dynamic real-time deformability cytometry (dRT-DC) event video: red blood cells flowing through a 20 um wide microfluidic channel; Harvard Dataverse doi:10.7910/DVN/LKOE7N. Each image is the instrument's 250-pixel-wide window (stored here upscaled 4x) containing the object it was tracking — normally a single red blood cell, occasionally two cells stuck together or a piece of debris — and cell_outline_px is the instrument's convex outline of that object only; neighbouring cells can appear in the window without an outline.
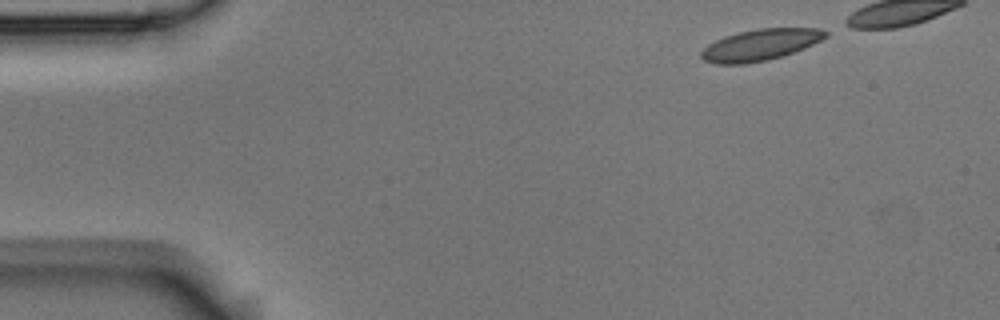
{"species": "Egyptian fruit bat (a non-hibernating species)", "species_latin": "Rousettus aegyptiacus", "temperature_condition": "room temperature", "stored_images_in_passage": 40, "camera_frame_rate_fps": 3000, "um_per_image_px": 0.085, "animal": {"sex": "male"}, "frame": {"image": 1, "passage_image": 1, "time_ms": 0.0, "image_size_px": [1000, 320], "cell_outline_px": [[828, 36], [804, 48], [768, 60], [744, 64], [716, 64], [704, 60], [700, 56], [700, 52], [708, 44], [724, 36], [756, 28], [820, 28], [828, 32]], "centroid_in_image_um": [64.6, 3.81], "position_along_channel_um": 20.4, "area_um2": 22.6}}
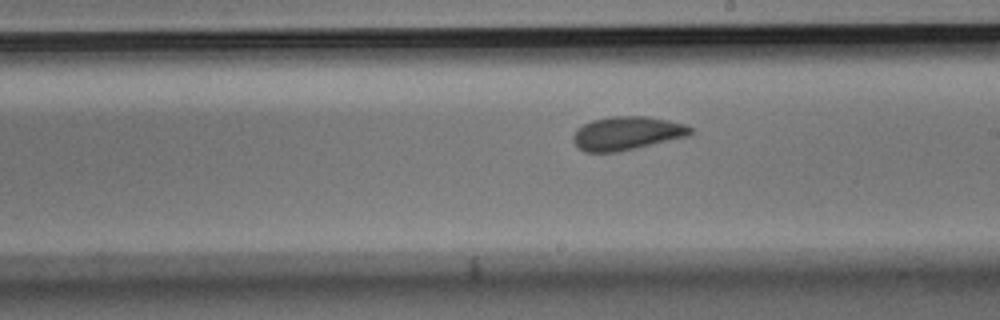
{"frame": {"image": 2, "passage_image": 26, "time_ms": 8.333, "image_size_px": [1000, 320], "cell_outline_px": [[692, 132], [688, 136], [616, 152], [584, 152], [572, 140], [572, 136], [576, 128], [592, 120], [612, 116], [648, 116], [688, 124], [692, 128]], "centroid_in_image_um": [53.28, 11.31], "position_along_channel_um": 235.7, "area_um2": 22.89}}
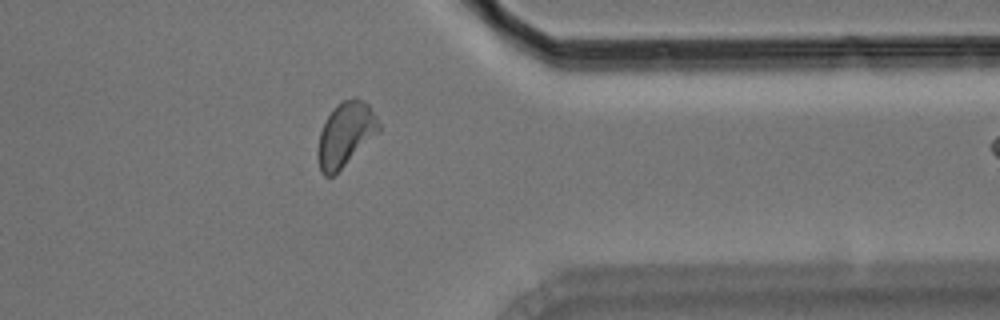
{"frame": {"image": 3, "passage_image": 39, "time_ms": 12.667, "image_size_px": [1000, 320], "cell_outline_px": [[380, 132], [332, 176], [324, 176], [320, 172], [316, 156], [316, 148], [320, 132], [324, 120], [336, 104], [344, 100], [356, 96], [368, 104], [376, 116], [380, 124]], "centroid_in_image_um": [29.34, 11.41], "position_along_channel_um": 382.1, "area_um2": 23.06}}